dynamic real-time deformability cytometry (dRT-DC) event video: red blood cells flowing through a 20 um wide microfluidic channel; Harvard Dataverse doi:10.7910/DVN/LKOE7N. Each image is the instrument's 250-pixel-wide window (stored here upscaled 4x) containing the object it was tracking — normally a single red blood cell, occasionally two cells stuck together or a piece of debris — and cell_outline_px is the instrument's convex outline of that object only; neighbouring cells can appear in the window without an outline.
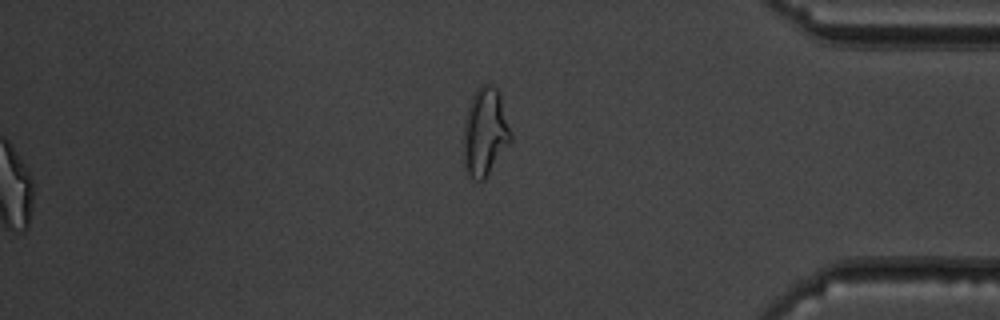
{"species": "common noctule bat (a hibernating species)", "species_latin": "Nyctalus noctula", "temperature_condition": "warm", "stored_images_in_passage": 54, "segment_of_instrument_passage": [2, 2], "camera_frame_rate_fps": 3000, "um_per_image_px": 0.085, "animal": {"sex": "male", "body_mass_g": 19.5, "forearm_length_mm": 54.6}, "frame": {"image": 1, "passage_image": 54, "time_ms": 17.667, "image_size_px": [1000, 320], "cell_outline_px": [[512, 140], [484, 180], [480, 180], [472, 176], [464, 168], [464, 128], [468, 104], [472, 96], [480, 84], [488, 84], [496, 88], [500, 96], [512, 136]], "centroid_in_image_um": [41.23, 11.2], "position_along_channel_um": 394.0, "area_um2": 23.81}}